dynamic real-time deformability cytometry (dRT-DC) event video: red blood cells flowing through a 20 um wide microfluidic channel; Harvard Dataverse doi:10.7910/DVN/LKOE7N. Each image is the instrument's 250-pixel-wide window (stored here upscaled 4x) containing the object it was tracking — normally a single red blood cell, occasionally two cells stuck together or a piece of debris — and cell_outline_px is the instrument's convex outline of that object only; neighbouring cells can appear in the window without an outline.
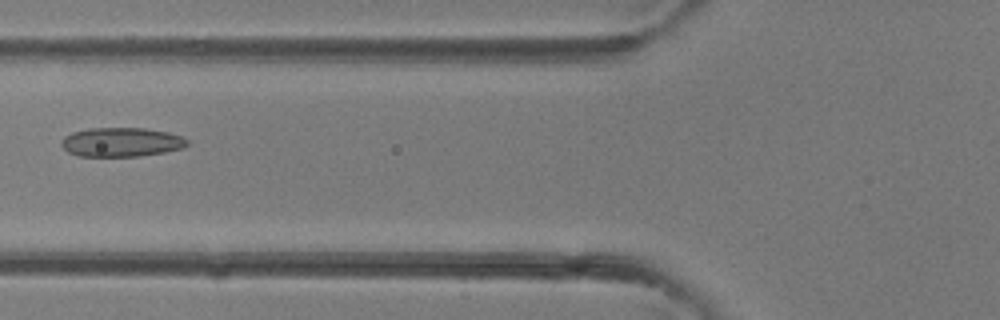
{"species": "common noctule bat (a hibernating species)", "species_latin": "Nyctalus noctula", "temperature_condition": "room temperature", "stored_images_in_passage": 32, "camera_frame_rate_fps": 3000, "um_per_image_px": 0.085, "animal": {"sex": "female"}, "frame": {"image": 1, "passage_image": 8, "time_ms": 2.333, "image_size_px": [1000, 320], "cell_outline_px": [[188, 144], [184, 148], [164, 152], [140, 156], [76, 156], [68, 152], [60, 144], [60, 140], [64, 136], [72, 132], [88, 128], [144, 128], [168, 132], [184, 136], [188, 140]], "centroid_in_image_um": [10.31, 12.08], "position_along_channel_um": 115.5, "area_um2": 21.62}}
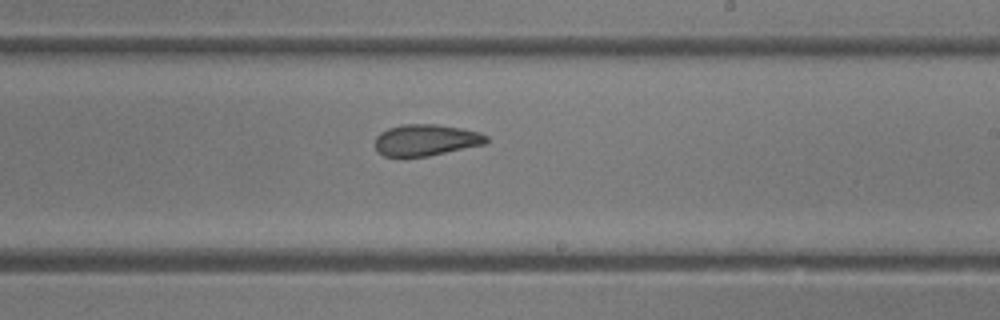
{"frame": {"image": 2, "passage_image": 16, "time_ms": 5.0, "image_size_px": [1000, 320], "cell_outline_px": [[488, 140], [484, 144], [428, 156], [400, 160], [384, 156], [376, 152], [376, 136], [380, 132], [388, 128], [400, 124], [436, 124], [460, 128], [480, 132], [488, 136]], "centroid_in_image_um": [36.13, 11.94], "position_along_channel_um": 252.9, "area_um2": 20.98}}
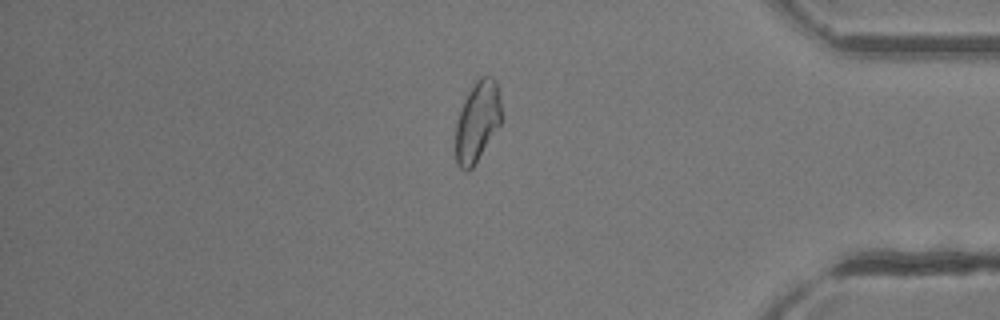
{"frame": {"image": 3, "passage_image": 26, "time_ms": 8.333, "image_size_px": [1000, 320], "cell_outline_px": [[500, 124], [476, 164], [468, 172], [464, 172], [456, 164], [456, 124], [460, 108], [468, 92], [476, 80], [480, 76], [492, 76], [496, 80], [500, 100]], "centroid_in_image_um": [40.56, 10.35], "position_along_channel_um": 394.6, "area_um2": 21.56}}